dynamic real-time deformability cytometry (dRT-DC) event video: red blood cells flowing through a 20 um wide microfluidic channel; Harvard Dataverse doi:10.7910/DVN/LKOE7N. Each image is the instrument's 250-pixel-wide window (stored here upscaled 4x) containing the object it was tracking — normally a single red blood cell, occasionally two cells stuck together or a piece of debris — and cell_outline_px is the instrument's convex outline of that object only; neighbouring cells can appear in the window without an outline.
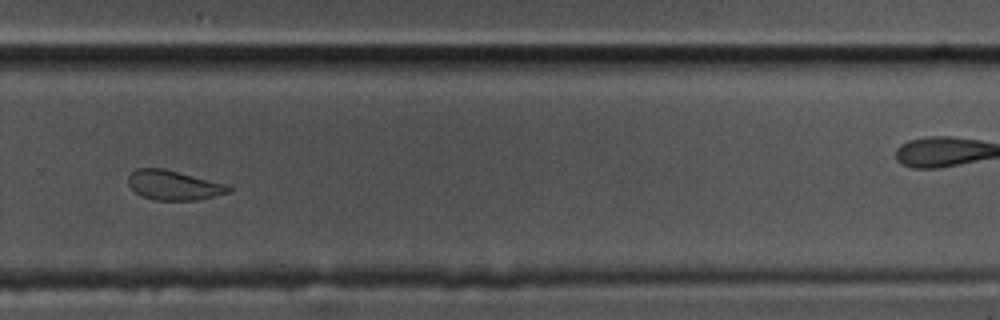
{"species": "common noctule bat (a hibernating species)", "species_latin": "Nyctalus noctula", "temperature_condition": "cold", "stored_images_in_passage": 45, "camera_frame_rate_fps": 3000, "um_per_image_px": 0.085, "animal": {"sex": "male", "body_mass_g": 17.5, "forearm_length_mm": 52.3}, "frame": {"image": 1, "passage_image": 26, "time_ms": 8.333, "image_size_px": [1000, 320], "cell_outline_px": [[232, 188], [228, 192], [200, 200], [156, 200], [144, 196], [136, 192], [128, 184], [128, 176], [136, 168], [164, 168], [228, 184]], "centroid_in_image_um": [14.78, 15.73], "position_along_channel_um": 315.0, "area_um2": 17.28}}
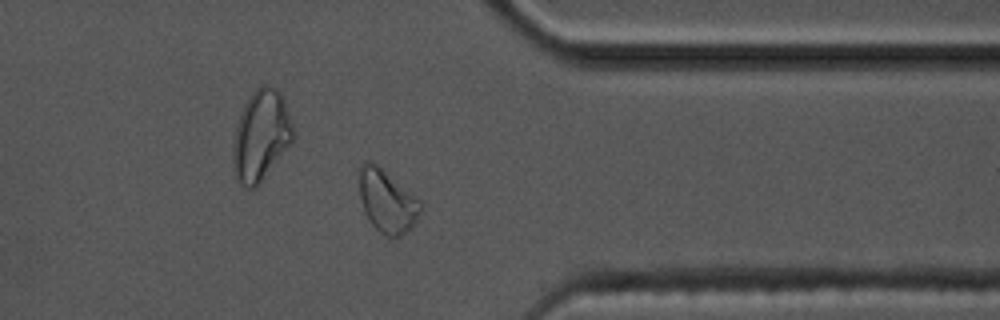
{"frame": {"image": 2, "passage_image": 32, "time_ms": 10.333, "image_size_px": [1000, 320], "cell_outline_px": [[424, 208], [412, 228], [400, 236], [388, 236], [380, 232], [372, 224], [364, 212], [360, 196], [356, 172], [356, 168], [364, 160], [368, 160], [376, 164], [416, 196], [420, 200]], "centroid_in_image_um": [32.87, 17.05], "position_along_channel_um": 378.5, "area_um2": 22.89}, "authors_computed_cell_mechanics": {"area_um2": 18.207, "velocity_mm_per_s": 3.5298, "shape_relaxation_time_tau1_ms": 3.9887, "shape_relaxation_time_tau2_ms": 1.1281, "deformation_change_tau1": 0.1021, "deformation_change_tau2": 0.0546}}